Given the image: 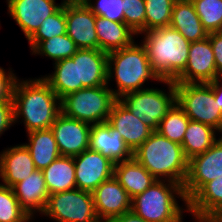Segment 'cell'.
Wrapping results in <instances>:
<instances>
[{
	"label": "cell",
	"instance_id": "d4e9b609",
	"mask_svg": "<svg viewBox=\"0 0 222 222\" xmlns=\"http://www.w3.org/2000/svg\"><path fill=\"white\" fill-rule=\"evenodd\" d=\"M96 33L99 49L106 53L132 45L134 33L125 23L96 16Z\"/></svg>",
	"mask_w": 222,
	"mask_h": 222
},
{
	"label": "cell",
	"instance_id": "8fae6325",
	"mask_svg": "<svg viewBox=\"0 0 222 222\" xmlns=\"http://www.w3.org/2000/svg\"><path fill=\"white\" fill-rule=\"evenodd\" d=\"M66 34L78 49H99L96 15L82 0H65Z\"/></svg>",
	"mask_w": 222,
	"mask_h": 222
},
{
	"label": "cell",
	"instance_id": "d6986e66",
	"mask_svg": "<svg viewBox=\"0 0 222 222\" xmlns=\"http://www.w3.org/2000/svg\"><path fill=\"white\" fill-rule=\"evenodd\" d=\"M89 149L100 152L115 164L133 157L120 132L108 122L91 125Z\"/></svg>",
	"mask_w": 222,
	"mask_h": 222
},
{
	"label": "cell",
	"instance_id": "836d02e7",
	"mask_svg": "<svg viewBox=\"0 0 222 222\" xmlns=\"http://www.w3.org/2000/svg\"><path fill=\"white\" fill-rule=\"evenodd\" d=\"M30 215L20 206L12 188L0 184V222H29Z\"/></svg>",
	"mask_w": 222,
	"mask_h": 222
},
{
	"label": "cell",
	"instance_id": "4dcf8cb0",
	"mask_svg": "<svg viewBox=\"0 0 222 222\" xmlns=\"http://www.w3.org/2000/svg\"><path fill=\"white\" fill-rule=\"evenodd\" d=\"M66 30L65 0H63L62 6L54 14L44 19L41 26L28 39L31 51L41 41L66 34Z\"/></svg>",
	"mask_w": 222,
	"mask_h": 222
},
{
	"label": "cell",
	"instance_id": "b9f144b4",
	"mask_svg": "<svg viewBox=\"0 0 222 222\" xmlns=\"http://www.w3.org/2000/svg\"><path fill=\"white\" fill-rule=\"evenodd\" d=\"M221 78L216 79L213 82H210L209 84L212 86V89L214 90V95H215V101H218L219 103V108L222 110V86H220L219 80Z\"/></svg>",
	"mask_w": 222,
	"mask_h": 222
},
{
	"label": "cell",
	"instance_id": "4316f807",
	"mask_svg": "<svg viewBox=\"0 0 222 222\" xmlns=\"http://www.w3.org/2000/svg\"><path fill=\"white\" fill-rule=\"evenodd\" d=\"M29 143L24 144L31 154L36 170L47 168L61 156L51 129L35 130L28 133Z\"/></svg>",
	"mask_w": 222,
	"mask_h": 222
},
{
	"label": "cell",
	"instance_id": "484cf974",
	"mask_svg": "<svg viewBox=\"0 0 222 222\" xmlns=\"http://www.w3.org/2000/svg\"><path fill=\"white\" fill-rule=\"evenodd\" d=\"M42 172L49 194L76 189L73 157L59 156Z\"/></svg>",
	"mask_w": 222,
	"mask_h": 222
},
{
	"label": "cell",
	"instance_id": "f546056e",
	"mask_svg": "<svg viewBox=\"0 0 222 222\" xmlns=\"http://www.w3.org/2000/svg\"><path fill=\"white\" fill-rule=\"evenodd\" d=\"M189 121L190 119L185 114L184 110L175 103L161 120L156 131L170 141L182 144Z\"/></svg>",
	"mask_w": 222,
	"mask_h": 222
},
{
	"label": "cell",
	"instance_id": "cb8c5ba5",
	"mask_svg": "<svg viewBox=\"0 0 222 222\" xmlns=\"http://www.w3.org/2000/svg\"><path fill=\"white\" fill-rule=\"evenodd\" d=\"M114 177L131 198L143 193L157 179L134 157L114 166Z\"/></svg>",
	"mask_w": 222,
	"mask_h": 222
},
{
	"label": "cell",
	"instance_id": "f35d334b",
	"mask_svg": "<svg viewBox=\"0 0 222 222\" xmlns=\"http://www.w3.org/2000/svg\"><path fill=\"white\" fill-rule=\"evenodd\" d=\"M14 122L13 101L0 102V135L4 133Z\"/></svg>",
	"mask_w": 222,
	"mask_h": 222
},
{
	"label": "cell",
	"instance_id": "7a4b0ae2",
	"mask_svg": "<svg viewBox=\"0 0 222 222\" xmlns=\"http://www.w3.org/2000/svg\"><path fill=\"white\" fill-rule=\"evenodd\" d=\"M133 157L157 180L165 178L184 185L188 174V162L183 147L154 130L134 152ZM165 176V177H164Z\"/></svg>",
	"mask_w": 222,
	"mask_h": 222
},
{
	"label": "cell",
	"instance_id": "52a82bcc",
	"mask_svg": "<svg viewBox=\"0 0 222 222\" xmlns=\"http://www.w3.org/2000/svg\"><path fill=\"white\" fill-rule=\"evenodd\" d=\"M176 103L192 121L222 133V110L209 83H175Z\"/></svg>",
	"mask_w": 222,
	"mask_h": 222
},
{
	"label": "cell",
	"instance_id": "74e56055",
	"mask_svg": "<svg viewBox=\"0 0 222 222\" xmlns=\"http://www.w3.org/2000/svg\"><path fill=\"white\" fill-rule=\"evenodd\" d=\"M17 77L10 71L8 74L0 67V102L13 101V89Z\"/></svg>",
	"mask_w": 222,
	"mask_h": 222
},
{
	"label": "cell",
	"instance_id": "ba28073f",
	"mask_svg": "<svg viewBox=\"0 0 222 222\" xmlns=\"http://www.w3.org/2000/svg\"><path fill=\"white\" fill-rule=\"evenodd\" d=\"M167 84L169 92L154 88H145L123 95L119 100L129 111L153 130H157L161 120L176 103L175 83L161 80Z\"/></svg>",
	"mask_w": 222,
	"mask_h": 222
},
{
	"label": "cell",
	"instance_id": "30bf717a",
	"mask_svg": "<svg viewBox=\"0 0 222 222\" xmlns=\"http://www.w3.org/2000/svg\"><path fill=\"white\" fill-rule=\"evenodd\" d=\"M222 175V137L204 153L188 162V174L183 191L189 201L207 182Z\"/></svg>",
	"mask_w": 222,
	"mask_h": 222
},
{
	"label": "cell",
	"instance_id": "ac0fdd59",
	"mask_svg": "<svg viewBox=\"0 0 222 222\" xmlns=\"http://www.w3.org/2000/svg\"><path fill=\"white\" fill-rule=\"evenodd\" d=\"M107 122L120 132L123 141L132 152L147 140L154 131L135 117L119 99L113 104Z\"/></svg>",
	"mask_w": 222,
	"mask_h": 222
},
{
	"label": "cell",
	"instance_id": "44dd1931",
	"mask_svg": "<svg viewBox=\"0 0 222 222\" xmlns=\"http://www.w3.org/2000/svg\"><path fill=\"white\" fill-rule=\"evenodd\" d=\"M20 206L33 218V214H42L46 207L49 192L42 170H35L30 176L12 187Z\"/></svg>",
	"mask_w": 222,
	"mask_h": 222
},
{
	"label": "cell",
	"instance_id": "4fadbf2b",
	"mask_svg": "<svg viewBox=\"0 0 222 222\" xmlns=\"http://www.w3.org/2000/svg\"><path fill=\"white\" fill-rule=\"evenodd\" d=\"M219 78L209 38L190 42L186 68L173 82L210 83Z\"/></svg>",
	"mask_w": 222,
	"mask_h": 222
},
{
	"label": "cell",
	"instance_id": "277c9868",
	"mask_svg": "<svg viewBox=\"0 0 222 222\" xmlns=\"http://www.w3.org/2000/svg\"><path fill=\"white\" fill-rule=\"evenodd\" d=\"M107 73L108 82L115 76L118 89L112 91L117 99L127 93L144 89L142 85L150 78L161 82L153 71L142 44L139 46L133 43L128 47L109 52Z\"/></svg>",
	"mask_w": 222,
	"mask_h": 222
},
{
	"label": "cell",
	"instance_id": "7bdbcfd3",
	"mask_svg": "<svg viewBox=\"0 0 222 222\" xmlns=\"http://www.w3.org/2000/svg\"><path fill=\"white\" fill-rule=\"evenodd\" d=\"M195 219H197L196 221L198 222H221L218 218H198V217H194Z\"/></svg>",
	"mask_w": 222,
	"mask_h": 222
},
{
	"label": "cell",
	"instance_id": "8d00e7d4",
	"mask_svg": "<svg viewBox=\"0 0 222 222\" xmlns=\"http://www.w3.org/2000/svg\"><path fill=\"white\" fill-rule=\"evenodd\" d=\"M82 1L96 16L124 23V0H96L95 4L91 0Z\"/></svg>",
	"mask_w": 222,
	"mask_h": 222
},
{
	"label": "cell",
	"instance_id": "7402d4cb",
	"mask_svg": "<svg viewBox=\"0 0 222 222\" xmlns=\"http://www.w3.org/2000/svg\"><path fill=\"white\" fill-rule=\"evenodd\" d=\"M169 26L176 29L189 42L204 40L209 35L191 0L175 1Z\"/></svg>",
	"mask_w": 222,
	"mask_h": 222
},
{
	"label": "cell",
	"instance_id": "7c38bea8",
	"mask_svg": "<svg viewBox=\"0 0 222 222\" xmlns=\"http://www.w3.org/2000/svg\"><path fill=\"white\" fill-rule=\"evenodd\" d=\"M73 158L77 189L92 193L102 182L114 176L115 163L100 152L87 149Z\"/></svg>",
	"mask_w": 222,
	"mask_h": 222
},
{
	"label": "cell",
	"instance_id": "ab89813d",
	"mask_svg": "<svg viewBox=\"0 0 222 222\" xmlns=\"http://www.w3.org/2000/svg\"><path fill=\"white\" fill-rule=\"evenodd\" d=\"M208 38L214 53L217 74L222 77V31L209 33Z\"/></svg>",
	"mask_w": 222,
	"mask_h": 222
},
{
	"label": "cell",
	"instance_id": "9a60e30c",
	"mask_svg": "<svg viewBox=\"0 0 222 222\" xmlns=\"http://www.w3.org/2000/svg\"><path fill=\"white\" fill-rule=\"evenodd\" d=\"M95 212L101 221H109L132 208V198L113 176L102 182L93 192Z\"/></svg>",
	"mask_w": 222,
	"mask_h": 222
},
{
	"label": "cell",
	"instance_id": "d590c367",
	"mask_svg": "<svg viewBox=\"0 0 222 222\" xmlns=\"http://www.w3.org/2000/svg\"><path fill=\"white\" fill-rule=\"evenodd\" d=\"M124 23L136 35L145 33V0H124Z\"/></svg>",
	"mask_w": 222,
	"mask_h": 222
},
{
	"label": "cell",
	"instance_id": "f1b7e54d",
	"mask_svg": "<svg viewBox=\"0 0 222 222\" xmlns=\"http://www.w3.org/2000/svg\"><path fill=\"white\" fill-rule=\"evenodd\" d=\"M54 64V73L42 78L57 96L62 99L67 94L78 91L77 61L67 58Z\"/></svg>",
	"mask_w": 222,
	"mask_h": 222
},
{
	"label": "cell",
	"instance_id": "1f68e13d",
	"mask_svg": "<svg viewBox=\"0 0 222 222\" xmlns=\"http://www.w3.org/2000/svg\"><path fill=\"white\" fill-rule=\"evenodd\" d=\"M78 48L74 41L67 35L56 36L51 39L41 41L33 50V54L45 55L54 62L71 58Z\"/></svg>",
	"mask_w": 222,
	"mask_h": 222
},
{
	"label": "cell",
	"instance_id": "f6af8a7d",
	"mask_svg": "<svg viewBox=\"0 0 222 222\" xmlns=\"http://www.w3.org/2000/svg\"><path fill=\"white\" fill-rule=\"evenodd\" d=\"M218 219L222 222V215L218 217Z\"/></svg>",
	"mask_w": 222,
	"mask_h": 222
},
{
	"label": "cell",
	"instance_id": "3957f363",
	"mask_svg": "<svg viewBox=\"0 0 222 222\" xmlns=\"http://www.w3.org/2000/svg\"><path fill=\"white\" fill-rule=\"evenodd\" d=\"M144 34L142 45L153 71L161 80L174 81L186 68L190 42L170 26Z\"/></svg>",
	"mask_w": 222,
	"mask_h": 222
},
{
	"label": "cell",
	"instance_id": "60d3db41",
	"mask_svg": "<svg viewBox=\"0 0 222 222\" xmlns=\"http://www.w3.org/2000/svg\"><path fill=\"white\" fill-rule=\"evenodd\" d=\"M108 222H147L140 216L136 215L132 210L120 216H116Z\"/></svg>",
	"mask_w": 222,
	"mask_h": 222
},
{
	"label": "cell",
	"instance_id": "5bb4252c",
	"mask_svg": "<svg viewBox=\"0 0 222 222\" xmlns=\"http://www.w3.org/2000/svg\"><path fill=\"white\" fill-rule=\"evenodd\" d=\"M50 129L61 156L74 157L89 149L91 124L66 117L61 112Z\"/></svg>",
	"mask_w": 222,
	"mask_h": 222
},
{
	"label": "cell",
	"instance_id": "9c48e42d",
	"mask_svg": "<svg viewBox=\"0 0 222 222\" xmlns=\"http://www.w3.org/2000/svg\"><path fill=\"white\" fill-rule=\"evenodd\" d=\"M43 215L56 222H92L98 219L91 192L80 189L50 194Z\"/></svg>",
	"mask_w": 222,
	"mask_h": 222
},
{
	"label": "cell",
	"instance_id": "5b68a950",
	"mask_svg": "<svg viewBox=\"0 0 222 222\" xmlns=\"http://www.w3.org/2000/svg\"><path fill=\"white\" fill-rule=\"evenodd\" d=\"M165 182L163 178L156 180L143 193L132 198L131 210L147 222H182L183 212L175 197L179 195L188 208L183 186L171 181Z\"/></svg>",
	"mask_w": 222,
	"mask_h": 222
},
{
	"label": "cell",
	"instance_id": "ffe728a7",
	"mask_svg": "<svg viewBox=\"0 0 222 222\" xmlns=\"http://www.w3.org/2000/svg\"><path fill=\"white\" fill-rule=\"evenodd\" d=\"M36 170L29 150L24 144L4 150L0 154V178L2 185L12 188Z\"/></svg>",
	"mask_w": 222,
	"mask_h": 222
},
{
	"label": "cell",
	"instance_id": "8992f818",
	"mask_svg": "<svg viewBox=\"0 0 222 222\" xmlns=\"http://www.w3.org/2000/svg\"><path fill=\"white\" fill-rule=\"evenodd\" d=\"M107 85L82 88L61 99V112L69 118L100 124L108 121L113 104L118 100Z\"/></svg>",
	"mask_w": 222,
	"mask_h": 222
},
{
	"label": "cell",
	"instance_id": "6da1fadb",
	"mask_svg": "<svg viewBox=\"0 0 222 222\" xmlns=\"http://www.w3.org/2000/svg\"><path fill=\"white\" fill-rule=\"evenodd\" d=\"M14 122L23 116L26 131L50 129L61 113V99L41 77L16 80L13 89Z\"/></svg>",
	"mask_w": 222,
	"mask_h": 222
},
{
	"label": "cell",
	"instance_id": "e0dca14e",
	"mask_svg": "<svg viewBox=\"0 0 222 222\" xmlns=\"http://www.w3.org/2000/svg\"><path fill=\"white\" fill-rule=\"evenodd\" d=\"M71 59L77 61L78 90L109 84L108 53L100 49H78Z\"/></svg>",
	"mask_w": 222,
	"mask_h": 222
},
{
	"label": "cell",
	"instance_id": "2e32d148",
	"mask_svg": "<svg viewBox=\"0 0 222 222\" xmlns=\"http://www.w3.org/2000/svg\"><path fill=\"white\" fill-rule=\"evenodd\" d=\"M8 13L24 32L27 40L41 26L44 19L54 14L61 6L55 0H6Z\"/></svg>",
	"mask_w": 222,
	"mask_h": 222
},
{
	"label": "cell",
	"instance_id": "d6a6232c",
	"mask_svg": "<svg viewBox=\"0 0 222 222\" xmlns=\"http://www.w3.org/2000/svg\"><path fill=\"white\" fill-rule=\"evenodd\" d=\"M176 0H145V32L170 25Z\"/></svg>",
	"mask_w": 222,
	"mask_h": 222
},
{
	"label": "cell",
	"instance_id": "603a6c76",
	"mask_svg": "<svg viewBox=\"0 0 222 222\" xmlns=\"http://www.w3.org/2000/svg\"><path fill=\"white\" fill-rule=\"evenodd\" d=\"M187 211L198 218L222 215V175L207 182L189 201Z\"/></svg>",
	"mask_w": 222,
	"mask_h": 222
},
{
	"label": "cell",
	"instance_id": "83f0119b",
	"mask_svg": "<svg viewBox=\"0 0 222 222\" xmlns=\"http://www.w3.org/2000/svg\"><path fill=\"white\" fill-rule=\"evenodd\" d=\"M215 131L209 125L190 120L181 144L185 157L190 160L207 151L217 141Z\"/></svg>",
	"mask_w": 222,
	"mask_h": 222
},
{
	"label": "cell",
	"instance_id": "ee69618b",
	"mask_svg": "<svg viewBox=\"0 0 222 222\" xmlns=\"http://www.w3.org/2000/svg\"><path fill=\"white\" fill-rule=\"evenodd\" d=\"M92 222H107V221H101V220H94Z\"/></svg>",
	"mask_w": 222,
	"mask_h": 222
},
{
	"label": "cell",
	"instance_id": "e575fe53",
	"mask_svg": "<svg viewBox=\"0 0 222 222\" xmlns=\"http://www.w3.org/2000/svg\"><path fill=\"white\" fill-rule=\"evenodd\" d=\"M191 1L208 34L222 31V0Z\"/></svg>",
	"mask_w": 222,
	"mask_h": 222
}]
</instances>
